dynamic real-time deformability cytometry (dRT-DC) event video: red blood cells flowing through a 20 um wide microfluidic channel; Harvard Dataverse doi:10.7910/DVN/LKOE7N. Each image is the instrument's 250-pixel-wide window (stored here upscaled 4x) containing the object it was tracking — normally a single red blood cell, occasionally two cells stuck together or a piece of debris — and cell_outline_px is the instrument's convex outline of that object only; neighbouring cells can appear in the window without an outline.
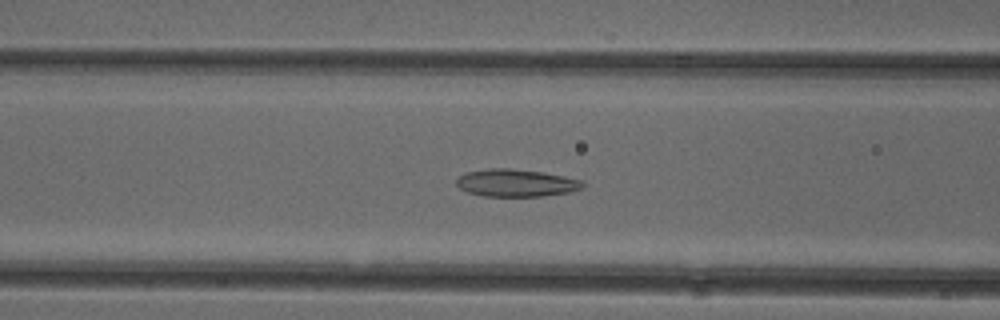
{"species": "common noctule bat (a hibernating species)", "species_latin": "Nyctalus noctula", "temperature_condition": "cold", "stored_images_in_passage": 45, "camera_frame_rate_fps": 3000, "um_per_image_px": 0.085, "animal": {"sex": "female"}, "frame": {"image": 1, "passage_image": 13, "time_ms": 4.0, "image_size_px": [1000, 320], "cell_outline_px": [[584, 188], [568, 192], [544, 196], [484, 196], [468, 192], [460, 188], [456, 184], [456, 180], [464, 172], [488, 168], [508, 168], [544, 172], [564, 176], [580, 180], [584, 184]], "centroid_in_image_um": [43.85, 15.54], "position_along_channel_um": 122.7, "area_um2": 20.23}}
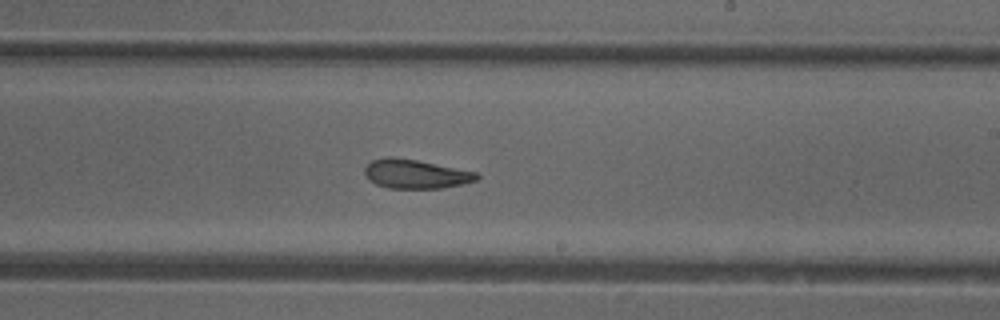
{"frame": {"image": 2, "passage_image": 23, "time_ms": 7.333, "image_size_px": [1000, 320], "cell_outline_px": [[480, 176], [476, 180], [460, 184], [440, 188], [388, 188], [376, 184], [368, 180], [364, 172], [364, 168], [372, 160], [388, 156], [392, 156], [416, 160], [476, 172]], "centroid_in_image_um": [35.27, 14.78], "position_along_channel_um": 253.7, "area_um2": 18.79}}
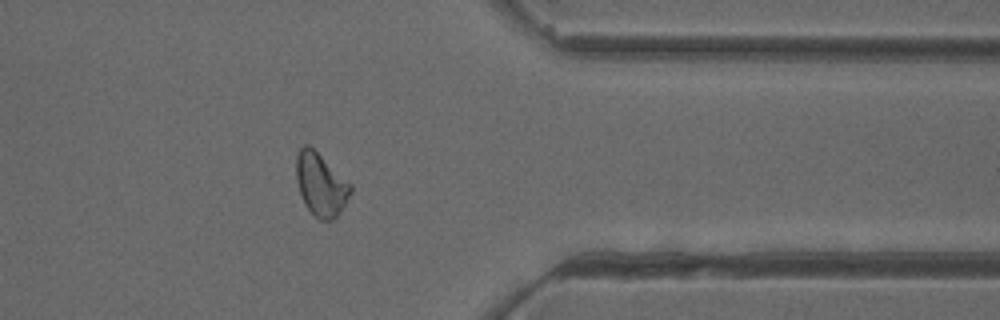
{"frame": {"image": 3, "passage_image": 34, "time_ms": 11.0, "image_size_px": [1000, 320], "cell_outline_px": [[352, 192], [340, 212], [332, 220], [320, 220], [308, 208], [300, 192], [296, 180], [296, 156], [300, 148], [304, 144], [308, 144], [352, 184]], "centroid_in_image_um": [27.28, 15.66], "position_along_channel_um": 384.1, "area_um2": 19.65}}